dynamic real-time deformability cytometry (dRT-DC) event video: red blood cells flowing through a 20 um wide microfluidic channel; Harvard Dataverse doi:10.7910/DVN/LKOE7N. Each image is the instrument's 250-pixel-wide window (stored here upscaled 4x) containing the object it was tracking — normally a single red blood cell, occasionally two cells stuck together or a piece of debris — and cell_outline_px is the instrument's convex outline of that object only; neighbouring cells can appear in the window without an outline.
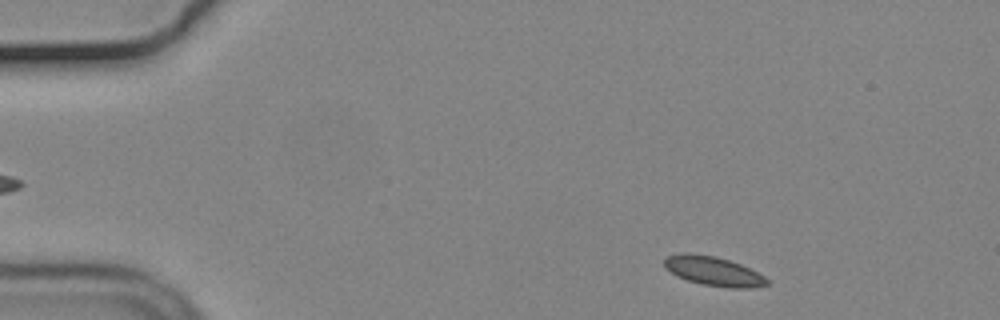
{"species": "common noctule bat (a hibernating species)", "species_latin": "Nyctalus noctula", "temperature_condition": "cold", "stored_images_in_passage": 51, "camera_frame_rate_fps": 3000, "um_per_image_px": 0.085, "animal": {"sex": "male", "body_mass_g": 19.2, "forearm_length_mm": 51.8}, "frame": {"image": 1, "passage_image": 3, "time_ms": 0.667, "image_size_px": [1000, 320], "cell_outline_px": [[768, 284], [752, 288], [728, 288], [704, 284], [688, 280], [676, 276], [664, 268], [664, 260], [668, 256], [684, 252], [688, 252], [716, 256], [740, 264], [764, 276], [768, 280]], "centroid_in_image_um": [60.61, 23.04], "position_along_channel_um": 24.4, "area_um2": 17.46}}
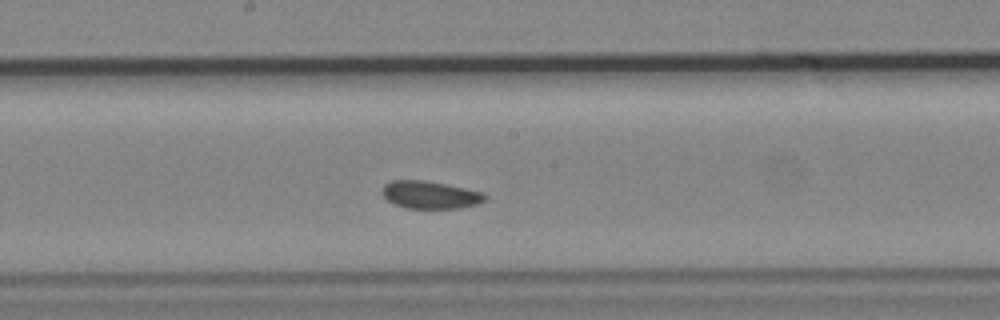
{"frame": {"image": 2, "passage_image": 25, "time_ms": 8.0, "image_size_px": [1000, 320], "cell_outline_px": [[488, 196], [484, 200], [476, 204], [460, 208], [404, 208], [392, 204], [380, 192], [380, 188], [384, 184], [392, 180], [424, 180], [484, 192]], "centroid_in_image_um": [36.51, 16.56], "position_along_channel_um": 211.7, "area_um2": 16.65}}
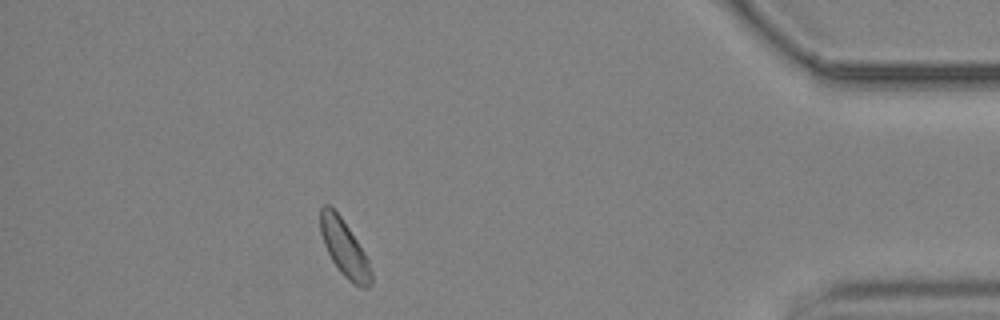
{"frame": {"image": 3, "passage_image": 45, "time_ms": 14.667, "image_size_px": [1000, 320], "cell_outline_px": [[372, 284], [368, 288], [360, 288], [352, 284], [340, 272], [332, 260], [324, 244], [320, 232], [320, 208], [324, 204], [328, 204], [340, 216], [364, 252], [368, 260], [372, 272]], "centroid_in_image_um": [29.28, 21.14], "position_along_channel_um": 405.9, "area_um2": 16.65}, "authors_computed_cell_mechanics": {"area_um2": 17.051, "velocity_mm_per_s": 3.6561, "shape_relaxation_time_tau1_ms": null, "shape_relaxation_time_tau2_ms": 2.5286, "deformation_change_tau1": null, "deformation_change_tau2": 0.0675}}